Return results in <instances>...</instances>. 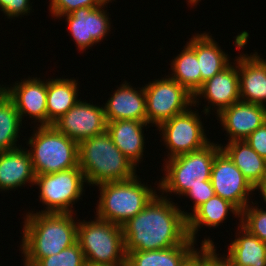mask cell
<instances>
[{
  "label": "cell",
  "instance_id": "cell-1",
  "mask_svg": "<svg viewBox=\"0 0 266 266\" xmlns=\"http://www.w3.org/2000/svg\"><path fill=\"white\" fill-rule=\"evenodd\" d=\"M170 198L156 194L135 217L123 226L125 253L183 245L188 239V213Z\"/></svg>",
  "mask_w": 266,
  "mask_h": 266
},
{
  "label": "cell",
  "instance_id": "cell-2",
  "mask_svg": "<svg viewBox=\"0 0 266 266\" xmlns=\"http://www.w3.org/2000/svg\"><path fill=\"white\" fill-rule=\"evenodd\" d=\"M74 213L25 214L20 249L24 260H41L58 254L77 242L78 222Z\"/></svg>",
  "mask_w": 266,
  "mask_h": 266
},
{
  "label": "cell",
  "instance_id": "cell-3",
  "mask_svg": "<svg viewBox=\"0 0 266 266\" xmlns=\"http://www.w3.org/2000/svg\"><path fill=\"white\" fill-rule=\"evenodd\" d=\"M78 158L79 168L90 186L129 180L136 175V166L113 143L107 131L79 142Z\"/></svg>",
  "mask_w": 266,
  "mask_h": 266
},
{
  "label": "cell",
  "instance_id": "cell-4",
  "mask_svg": "<svg viewBox=\"0 0 266 266\" xmlns=\"http://www.w3.org/2000/svg\"><path fill=\"white\" fill-rule=\"evenodd\" d=\"M138 177L97 185L100 197L96 217L123 226L143 210L157 192L141 183Z\"/></svg>",
  "mask_w": 266,
  "mask_h": 266
},
{
  "label": "cell",
  "instance_id": "cell-5",
  "mask_svg": "<svg viewBox=\"0 0 266 266\" xmlns=\"http://www.w3.org/2000/svg\"><path fill=\"white\" fill-rule=\"evenodd\" d=\"M220 150L221 144L210 142L199 150L166 159V174L157 187L161 195L173 192L180 197L191 187L204 185V181L211 180L212 165Z\"/></svg>",
  "mask_w": 266,
  "mask_h": 266
},
{
  "label": "cell",
  "instance_id": "cell-6",
  "mask_svg": "<svg viewBox=\"0 0 266 266\" xmlns=\"http://www.w3.org/2000/svg\"><path fill=\"white\" fill-rule=\"evenodd\" d=\"M35 175L51 174L79 166L78 143L53 125L39 126L27 142Z\"/></svg>",
  "mask_w": 266,
  "mask_h": 266
},
{
  "label": "cell",
  "instance_id": "cell-7",
  "mask_svg": "<svg viewBox=\"0 0 266 266\" xmlns=\"http://www.w3.org/2000/svg\"><path fill=\"white\" fill-rule=\"evenodd\" d=\"M78 222L77 241L87 266L116 265L126 262L122 226L95 217Z\"/></svg>",
  "mask_w": 266,
  "mask_h": 266
},
{
  "label": "cell",
  "instance_id": "cell-8",
  "mask_svg": "<svg viewBox=\"0 0 266 266\" xmlns=\"http://www.w3.org/2000/svg\"><path fill=\"white\" fill-rule=\"evenodd\" d=\"M86 180L78 167L51 174L36 175L40 202L47 207L42 213H73V205L83 195Z\"/></svg>",
  "mask_w": 266,
  "mask_h": 266
},
{
  "label": "cell",
  "instance_id": "cell-9",
  "mask_svg": "<svg viewBox=\"0 0 266 266\" xmlns=\"http://www.w3.org/2000/svg\"><path fill=\"white\" fill-rule=\"evenodd\" d=\"M144 86L147 123L158 127L193 106V95L170 76ZM189 106V107H188Z\"/></svg>",
  "mask_w": 266,
  "mask_h": 266
},
{
  "label": "cell",
  "instance_id": "cell-10",
  "mask_svg": "<svg viewBox=\"0 0 266 266\" xmlns=\"http://www.w3.org/2000/svg\"><path fill=\"white\" fill-rule=\"evenodd\" d=\"M195 112L190 107L157 127L162 131V141L169 151L167 159L199 150L211 142L199 114Z\"/></svg>",
  "mask_w": 266,
  "mask_h": 266
},
{
  "label": "cell",
  "instance_id": "cell-11",
  "mask_svg": "<svg viewBox=\"0 0 266 266\" xmlns=\"http://www.w3.org/2000/svg\"><path fill=\"white\" fill-rule=\"evenodd\" d=\"M211 182L215 195L232 203L240 212L250 203L249 194L255 191L241 170L222 149L215 155Z\"/></svg>",
  "mask_w": 266,
  "mask_h": 266
},
{
  "label": "cell",
  "instance_id": "cell-12",
  "mask_svg": "<svg viewBox=\"0 0 266 266\" xmlns=\"http://www.w3.org/2000/svg\"><path fill=\"white\" fill-rule=\"evenodd\" d=\"M68 138L81 142L106 131L104 106H96L81 99L52 124Z\"/></svg>",
  "mask_w": 266,
  "mask_h": 266
},
{
  "label": "cell",
  "instance_id": "cell-13",
  "mask_svg": "<svg viewBox=\"0 0 266 266\" xmlns=\"http://www.w3.org/2000/svg\"><path fill=\"white\" fill-rule=\"evenodd\" d=\"M109 2L112 0H106L97 8L82 7L61 16L66 17V24H68L69 32L77 45V49L85 51L107 36L111 29V22L107 10L103 8Z\"/></svg>",
  "mask_w": 266,
  "mask_h": 266
},
{
  "label": "cell",
  "instance_id": "cell-14",
  "mask_svg": "<svg viewBox=\"0 0 266 266\" xmlns=\"http://www.w3.org/2000/svg\"><path fill=\"white\" fill-rule=\"evenodd\" d=\"M233 63L226 67L223 71L215 74L211 79L204 82L201 87L193 95V106L199 105L198 98H204L210 103V106H205L203 114H210V109L216 110L218 115L223 109L231 106L235 102L240 101V87L238 75V57ZM236 64V66H235ZM198 97V98H197ZM198 99V100H197ZM213 106V108H211ZM207 107V108H206Z\"/></svg>",
  "mask_w": 266,
  "mask_h": 266
},
{
  "label": "cell",
  "instance_id": "cell-15",
  "mask_svg": "<svg viewBox=\"0 0 266 266\" xmlns=\"http://www.w3.org/2000/svg\"><path fill=\"white\" fill-rule=\"evenodd\" d=\"M37 78L28 77L15 82L13 87L4 86L3 90L13 100L21 121L26 114L25 116L35 119L34 122L38 121V126H47V80Z\"/></svg>",
  "mask_w": 266,
  "mask_h": 266
},
{
  "label": "cell",
  "instance_id": "cell-16",
  "mask_svg": "<svg viewBox=\"0 0 266 266\" xmlns=\"http://www.w3.org/2000/svg\"><path fill=\"white\" fill-rule=\"evenodd\" d=\"M216 116L229 136V142L243 141L266 122V107L240 100Z\"/></svg>",
  "mask_w": 266,
  "mask_h": 266
},
{
  "label": "cell",
  "instance_id": "cell-17",
  "mask_svg": "<svg viewBox=\"0 0 266 266\" xmlns=\"http://www.w3.org/2000/svg\"><path fill=\"white\" fill-rule=\"evenodd\" d=\"M242 54L238 57L240 100L266 107V59L257 52Z\"/></svg>",
  "mask_w": 266,
  "mask_h": 266
},
{
  "label": "cell",
  "instance_id": "cell-18",
  "mask_svg": "<svg viewBox=\"0 0 266 266\" xmlns=\"http://www.w3.org/2000/svg\"><path fill=\"white\" fill-rule=\"evenodd\" d=\"M128 82H123L105 103L106 121L137 120L147 122L146 95L144 87L135 90Z\"/></svg>",
  "mask_w": 266,
  "mask_h": 266
},
{
  "label": "cell",
  "instance_id": "cell-19",
  "mask_svg": "<svg viewBox=\"0 0 266 266\" xmlns=\"http://www.w3.org/2000/svg\"><path fill=\"white\" fill-rule=\"evenodd\" d=\"M20 146L0 152V191L17 189L27 183L34 185L36 175L30 154Z\"/></svg>",
  "mask_w": 266,
  "mask_h": 266
},
{
  "label": "cell",
  "instance_id": "cell-20",
  "mask_svg": "<svg viewBox=\"0 0 266 266\" xmlns=\"http://www.w3.org/2000/svg\"><path fill=\"white\" fill-rule=\"evenodd\" d=\"M147 122L137 120L107 121L106 131L113 143L137 167L143 158L145 136L143 128Z\"/></svg>",
  "mask_w": 266,
  "mask_h": 266
},
{
  "label": "cell",
  "instance_id": "cell-21",
  "mask_svg": "<svg viewBox=\"0 0 266 266\" xmlns=\"http://www.w3.org/2000/svg\"><path fill=\"white\" fill-rule=\"evenodd\" d=\"M187 44L195 51L201 72V85L220 73L231 63L218 43L209 33H201L192 36Z\"/></svg>",
  "mask_w": 266,
  "mask_h": 266
},
{
  "label": "cell",
  "instance_id": "cell-22",
  "mask_svg": "<svg viewBox=\"0 0 266 266\" xmlns=\"http://www.w3.org/2000/svg\"><path fill=\"white\" fill-rule=\"evenodd\" d=\"M229 211L240 218L241 212L232 203L218 195H214L207 202L200 205L193 213L188 212L187 232L189 238L195 242L198 230L204 225L210 228H217L227 219L228 214H230Z\"/></svg>",
  "mask_w": 266,
  "mask_h": 266
},
{
  "label": "cell",
  "instance_id": "cell-23",
  "mask_svg": "<svg viewBox=\"0 0 266 266\" xmlns=\"http://www.w3.org/2000/svg\"><path fill=\"white\" fill-rule=\"evenodd\" d=\"M239 227V233L237 232L236 238L229 244L228 254L224 256L233 266H266V243L241 225Z\"/></svg>",
  "mask_w": 266,
  "mask_h": 266
},
{
  "label": "cell",
  "instance_id": "cell-24",
  "mask_svg": "<svg viewBox=\"0 0 266 266\" xmlns=\"http://www.w3.org/2000/svg\"><path fill=\"white\" fill-rule=\"evenodd\" d=\"M78 81L56 78L47 80V126L52 125L80 99H78Z\"/></svg>",
  "mask_w": 266,
  "mask_h": 266
},
{
  "label": "cell",
  "instance_id": "cell-25",
  "mask_svg": "<svg viewBox=\"0 0 266 266\" xmlns=\"http://www.w3.org/2000/svg\"><path fill=\"white\" fill-rule=\"evenodd\" d=\"M221 149L241 170L244 177L256 188L266 175V160L243 141L227 142Z\"/></svg>",
  "mask_w": 266,
  "mask_h": 266
},
{
  "label": "cell",
  "instance_id": "cell-26",
  "mask_svg": "<svg viewBox=\"0 0 266 266\" xmlns=\"http://www.w3.org/2000/svg\"><path fill=\"white\" fill-rule=\"evenodd\" d=\"M189 238L183 245L160 250L131 251L126 253L127 266H180L196 249Z\"/></svg>",
  "mask_w": 266,
  "mask_h": 266
},
{
  "label": "cell",
  "instance_id": "cell-27",
  "mask_svg": "<svg viewBox=\"0 0 266 266\" xmlns=\"http://www.w3.org/2000/svg\"><path fill=\"white\" fill-rule=\"evenodd\" d=\"M171 63V78L185 87L192 95L201 87V72L195 51L188 45Z\"/></svg>",
  "mask_w": 266,
  "mask_h": 266
},
{
  "label": "cell",
  "instance_id": "cell-28",
  "mask_svg": "<svg viewBox=\"0 0 266 266\" xmlns=\"http://www.w3.org/2000/svg\"><path fill=\"white\" fill-rule=\"evenodd\" d=\"M22 121L13 100L3 90L0 93V152L18 148Z\"/></svg>",
  "mask_w": 266,
  "mask_h": 266
},
{
  "label": "cell",
  "instance_id": "cell-29",
  "mask_svg": "<svg viewBox=\"0 0 266 266\" xmlns=\"http://www.w3.org/2000/svg\"><path fill=\"white\" fill-rule=\"evenodd\" d=\"M24 266H87L85 255L79 242L65 248L58 254L41 260H24Z\"/></svg>",
  "mask_w": 266,
  "mask_h": 266
},
{
  "label": "cell",
  "instance_id": "cell-30",
  "mask_svg": "<svg viewBox=\"0 0 266 266\" xmlns=\"http://www.w3.org/2000/svg\"><path fill=\"white\" fill-rule=\"evenodd\" d=\"M249 204L240 213V223L250 234L266 243V211Z\"/></svg>",
  "mask_w": 266,
  "mask_h": 266
},
{
  "label": "cell",
  "instance_id": "cell-31",
  "mask_svg": "<svg viewBox=\"0 0 266 266\" xmlns=\"http://www.w3.org/2000/svg\"><path fill=\"white\" fill-rule=\"evenodd\" d=\"M49 10L53 17L60 19L61 16L71 13L72 11L86 7L97 8L106 0H50Z\"/></svg>",
  "mask_w": 266,
  "mask_h": 266
},
{
  "label": "cell",
  "instance_id": "cell-32",
  "mask_svg": "<svg viewBox=\"0 0 266 266\" xmlns=\"http://www.w3.org/2000/svg\"><path fill=\"white\" fill-rule=\"evenodd\" d=\"M215 195L211 180L204 181V185H198L191 187L185 194L187 198L193 199V211L194 212L200 205L207 202L211 197Z\"/></svg>",
  "mask_w": 266,
  "mask_h": 266
},
{
  "label": "cell",
  "instance_id": "cell-33",
  "mask_svg": "<svg viewBox=\"0 0 266 266\" xmlns=\"http://www.w3.org/2000/svg\"><path fill=\"white\" fill-rule=\"evenodd\" d=\"M30 0H0V10L7 18L27 15L32 10Z\"/></svg>",
  "mask_w": 266,
  "mask_h": 266
},
{
  "label": "cell",
  "instance_id": "cell-34",
  "mask_svg": "<svg viewBox=\"0 0 266 266\" xmlns=\"http://www.w3.org/2000/svg\"><path fill=\"white\" fill-rule=\"evenodd\" d=\"M245 141L257 154L266 160V122L251 133Z\"/></svg>",
  "mask_w": 266,
  "mask_h": 266
},
{
  "label": "cell",
  "instance_id": "cell-35",
  "mask_svg": "<svg viewBox=\"0 0 266 266\" xmlns=\"http://www.w3.org/2000/svg\"><path fill=\"white\" fill-rule=\"evenodd\" d=\"M215 248V245H203V266H233L224 255L219 256Z\"/></svg>",
  "mask_w": 266,
  "mask_h": 266
},
{
  "label": "cell",
  "instance_id": "cell-36",
  "mask_svg": "<svg viewBox=\"0 0 266 266\" xmlns=\"http://www.w3.org/2000/svg\"><path fill=\"white\" fill-rule=\"evenodd\" d=\"M200 251L195 249L183 262L180 266H203V245H214L212 240L204 238V241L201 243Z\"/></svg>",
  "mask_w": 266,
  "mask_h": 266
},
{
  "label": "cell",
  "instance_id": "cell-37",
  "mask_svg": "<svg viewBox=\"0 0 266 266\" xmlns=\"http://www.w3.org/2000/svg\"><path fill=\"white\" fill-rule=\"evenodd\" d=\"M255 190H260L259 195H262L264 202H266V175L264 176L262 182L255 188Z\"/></svg>",
  "mask_w": 266,
  "mask_h": 266
},
{
  "label": "cell",
  "instance_id": "cell-38",
  "mask_svg": "<svg viewBox=\"0 0 266 266\" xmlns=\"http://www.w3.org/2000/svg\"><path fill=\"white\" fill-rule=\"evenodd\" d=\"M199 1H201V0H188V2H189L188 4L194 6V5H197V3H198Z\"/></svg>",
  "mask_w": 266,
  "mask_h": 266
},
{
  "label": "cell",
  "instance_id": "cell-39",
  "mask_svg": "<svg viewBox=\"0 0 266 266\" xmlns=\"http://www.w3.org/2000/svg\"><path fill=\"white\" fill-rule=\"evenodd\" d=\"M97 266H127V263H122V264H116V265H97Z\"/></svg>",
  "mask_w": 266,
  "mask_h": 266
},
{
  "label": "cell",
  "instance_id": "cell-40",
  "mask_svg": "<svg viewBox=\"0 0 266 266\" xmlns=\"http://www.w3.org/2000/svg\"><path fill=\"white\" fill-rule=\"evenodd\" d=\"M3 91V87L1 86V84H0V93Z\"/></svg>",
  "mask_w": 266,
  "mask_h": 266
}]
</instances>
